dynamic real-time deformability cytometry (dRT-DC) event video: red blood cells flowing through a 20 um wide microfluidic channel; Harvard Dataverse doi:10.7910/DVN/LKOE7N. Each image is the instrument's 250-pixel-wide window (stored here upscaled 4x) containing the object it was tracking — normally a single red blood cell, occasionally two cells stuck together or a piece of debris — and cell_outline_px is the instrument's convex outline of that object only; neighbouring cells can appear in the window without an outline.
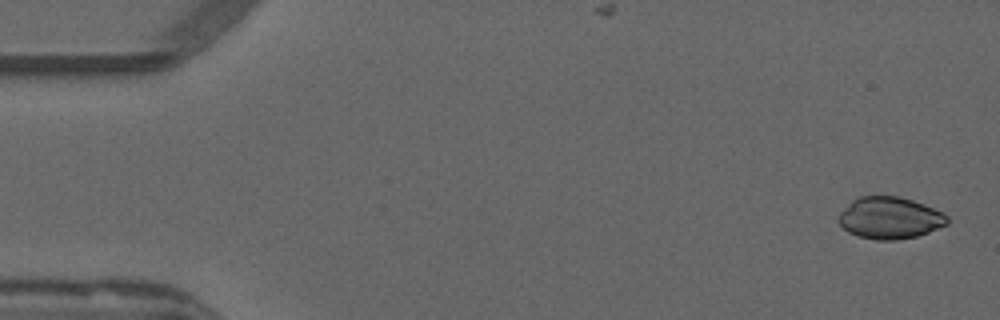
{"species": "common noctule bat (a hibernating species)", "species_latin": "Nyctalus noctula", "temperature_condition": "warm", "stored_images_in_passage": 53, "camera_frame_rate_fps": 3000, "um_per_image_px": 0.085, "animal": {"sex": "male", "forearm_length_mm": 52.5}, "frame": {"image": 1, "passage_image": 2, "time_ms": 0.333, "image_size_px": [1000, 320], "cell_outline_px": [[948, 224], [928, 232], [916, 236], [896, 240], [876, 240], [856, 236], [848, 232], [836, 220], [840, 212], [852, 200], [860, 196], [900, 196], [924, 204], [944, 212], [948, 216]], "centroid_in_image_um": [75.62, 18.52], "position_along_channel_um": 9.4, "area_um2": 26.7}}
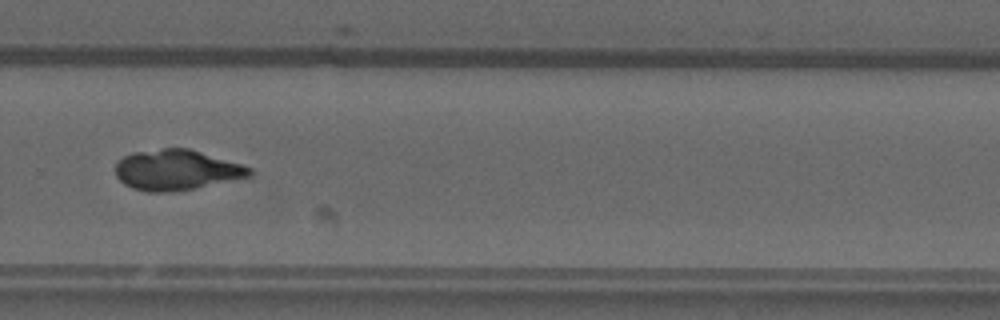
{"frame": {"image": 2, "passage_image": 36, "time_ms": 11.667, "image_size_px": [1000, 320], "cell_outline_px": [[252, 176], [192, 188], [168, 192], [148, 192], [132, 188], [124, 184], [116, 176], [116, 164], [124, 156], [132, 152], [164, 148], [188, 148], [240, 164], [252, 168]], "centroid_in_image_um": [14.97, 14.44], "position_along_channel_um": 314.8, "area_um2": 31.21}}
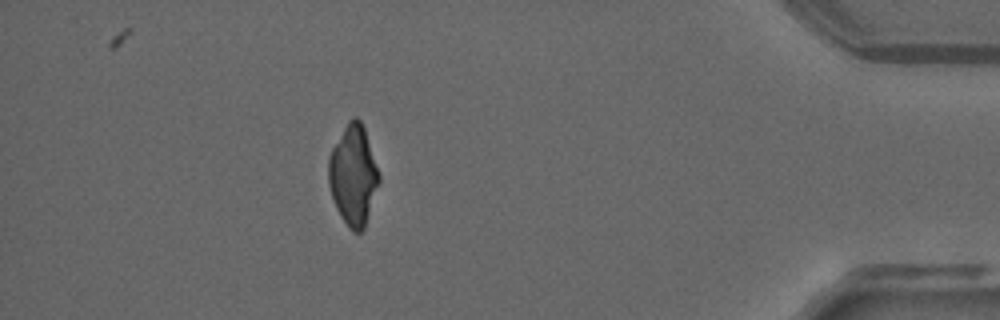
{"frame": {"image": 3, "passage_image": 47, "time_ms": 15.333, "image_size_px": [1000, 320], "cell_outline_px": [[380, 180], [364, 228], [360, 232], [352, 232], [348, 228], [340, 216], [336, 208], [328, 184], [328, 156], [332, 148], [348, 120], [352, 116], [356, 116], [360, 120], [364, 128], [380, 176]], "centroid_in_image_um": [30.01, 14.9], "position_along_channel_um": 405.2, "area_um2": 29.36}}